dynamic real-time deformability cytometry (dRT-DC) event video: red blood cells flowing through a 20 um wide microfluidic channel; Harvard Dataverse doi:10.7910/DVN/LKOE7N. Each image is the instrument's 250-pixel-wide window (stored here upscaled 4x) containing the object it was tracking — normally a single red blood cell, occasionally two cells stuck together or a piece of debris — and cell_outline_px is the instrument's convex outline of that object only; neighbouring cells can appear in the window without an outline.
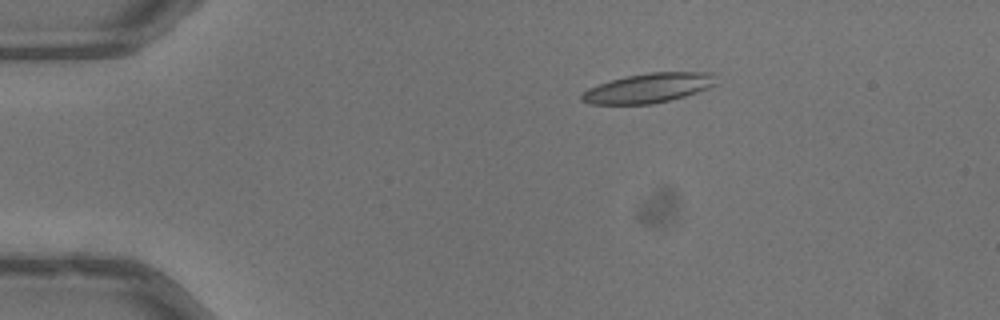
{"species": "common noctule bat (a hibernating species)", "species_latin": "Nyctalus noctula", "temperature_condition": "warm", "stored_images_in_passage": 32, "camera_frame_rate_fps": 3000, "um_per_image_px": 0.085, "animal": {"sex": "male", "body_mass_g": 13.3}, "frame": {"image": 1, "passage_image": 1, "time_ms": 0.0, "image_size_px": [1000, 320], "cell_outline_px": [[716, 84], [708, 88], [684, 96], [652, 104], [588, 104], [580, 100], [580, 96], [588, 88], [612, 80], [628, 76], [648, 72], [712, 72]], "centroid_in_image_um": [55.09, 7.48], "position_along_channel_um": 29.9, "area_um2": 22.89}}
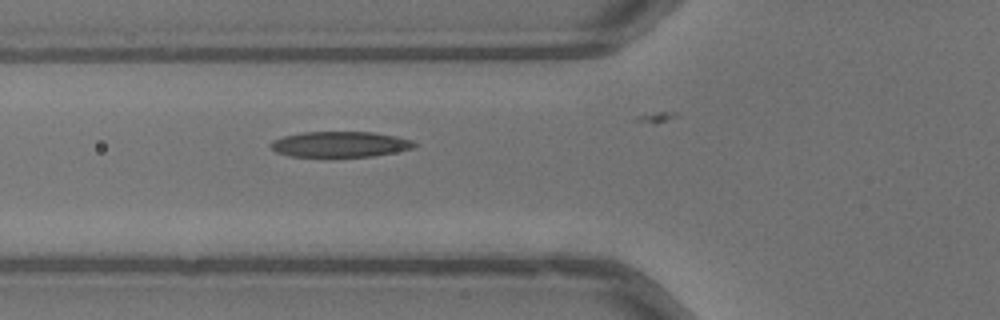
{"frame": {"image": 2, "passage_image": 11, "time_ms": 3.333, "image_size_px": [1000, 320], "cell_outline_px": [[420, 144], [412, 148], [372, 156], [332, 160], [288, 156], [276, 152], [268, 144], [272, 140], [284, 136], [300, 132], [372, 132], [396, 136], [412, 140]], "centroid_in_image_um": [28.84, 12.31], "position_along_channel_um": 97.0, "area_um2": 22.54}}
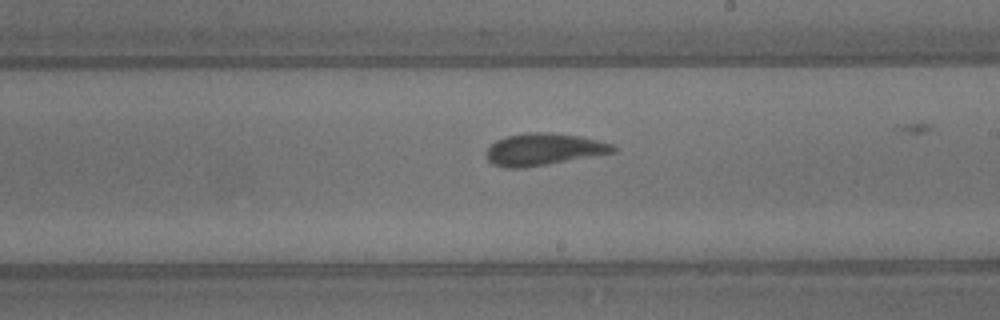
{"frame": {"image": 3, "passage_image": 22, "time_ms": 7.0, "image_size_px": [1000, 320], "cell_outline_px": [[616, 152], [524, 168], [504, 168], [492, 164], [488, 160], [484, 152], [496, 140], [504, 136], [528, 132], [548, 132], [580, 136], [612, 144], [616, 148]], "centroid_in_image_um": [46.15, 12.69], "position_along_channel_um": 242.8, "area_um2": 23.7}}